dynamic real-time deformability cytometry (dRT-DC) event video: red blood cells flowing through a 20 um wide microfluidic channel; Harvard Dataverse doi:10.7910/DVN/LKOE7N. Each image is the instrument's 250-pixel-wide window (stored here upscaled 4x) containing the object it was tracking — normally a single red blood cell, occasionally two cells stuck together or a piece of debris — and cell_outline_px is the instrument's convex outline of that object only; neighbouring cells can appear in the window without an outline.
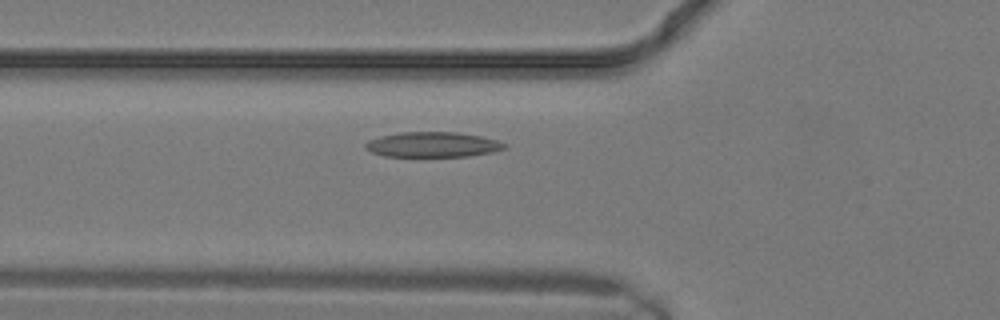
{"species": "common noctule bat (a hibernating species)", "species_latin": "Nyctalus noctula", "temperature_condition": "warm", "stored_images_in_passage": 5, "camera_frame_rate_fps": 3000, "um_per_image_px": 0.085, "animal": {"sex": "male", "body_mass_g": 19.2, "forearm_length_mm": 51.8}, "frame": {"image": 1, "passage_image": 3, "time_ms": 0.667, "image_size_px": [1000, 320], "cell_outline_px": [[508, 148], [492, 152], [468, 156], [384, 156], [372, 152], [364, 148], [364, 144], [368, 140], [380, 136], [400, 132], [456, 132], [480, 136], [496, 140], [508, 144]], "centroid_in_image_um": [36.78, 12.28], "position_along_channel_um": 89.0, "area_um2": 20.4}}
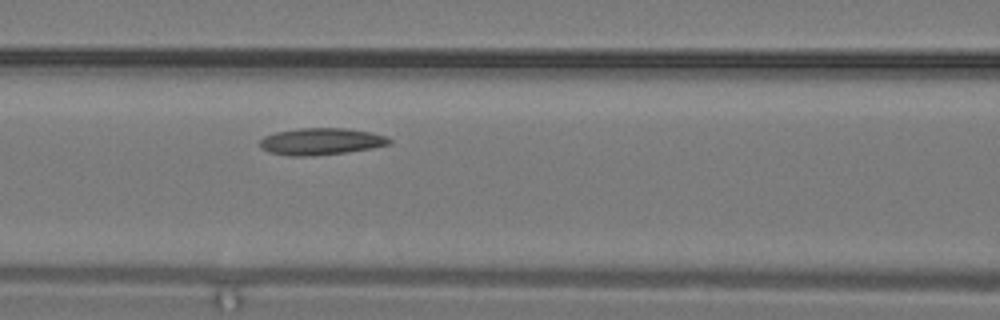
{"frame": {"image": 2, "passage_image": 5, "time_ms": 1.333, "image_size_px": [1000, 320], "cell_outline_px": [[392, 144], [372, 148], [348, 152], [312, 156], [288, 156], [268, 152], [260, 148], [260, 140], [264, 136], [276, 132], [300, 128], [348, 128], [372, 132], [384, 136], [392, 140]], "centroid_in_image_um": [27.29, 12.03], "position_along_channel_um": 139.3, "area_um2": 20.46}}